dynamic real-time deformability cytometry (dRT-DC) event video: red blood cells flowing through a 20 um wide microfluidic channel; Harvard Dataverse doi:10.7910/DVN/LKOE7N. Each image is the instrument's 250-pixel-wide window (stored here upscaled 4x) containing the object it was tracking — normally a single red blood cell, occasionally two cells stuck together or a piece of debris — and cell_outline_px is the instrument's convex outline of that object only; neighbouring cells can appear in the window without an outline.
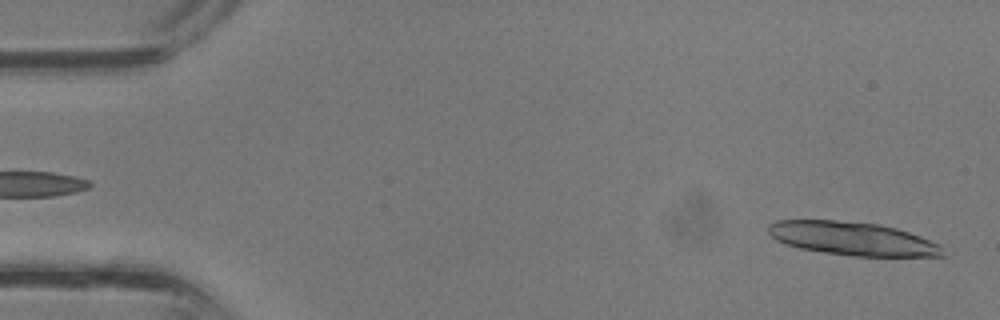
{"species": "common noctule bat (a hibernating species)", "species_latin": "Nyctalus noctula", "temperature_condition": "room temperature", "stored_images_in_passage": 6, "camera_frame_rate_fps": 3000, "um_per_image_px": 0.085, "animal": {"sex": "male", "body_mass_g": 13.3}, "frame": {"image": 1, "passage_image": 1, "time_ms": 0.0, "image_size_px": [1000, 320], "cell_outline_px": [[944, 256], [856, 256], [824, 252], [800, 248], [784, 244], [776, 240], [768, 232], [768, 224], [776, 220], [836, 220], [880, 224], [896, 228], [920, 236], [940, 244]], "centroid_in_image_um": [72.43, 20.27], "position_along_channel_um": 12.6, "area_um2": 33.87}}